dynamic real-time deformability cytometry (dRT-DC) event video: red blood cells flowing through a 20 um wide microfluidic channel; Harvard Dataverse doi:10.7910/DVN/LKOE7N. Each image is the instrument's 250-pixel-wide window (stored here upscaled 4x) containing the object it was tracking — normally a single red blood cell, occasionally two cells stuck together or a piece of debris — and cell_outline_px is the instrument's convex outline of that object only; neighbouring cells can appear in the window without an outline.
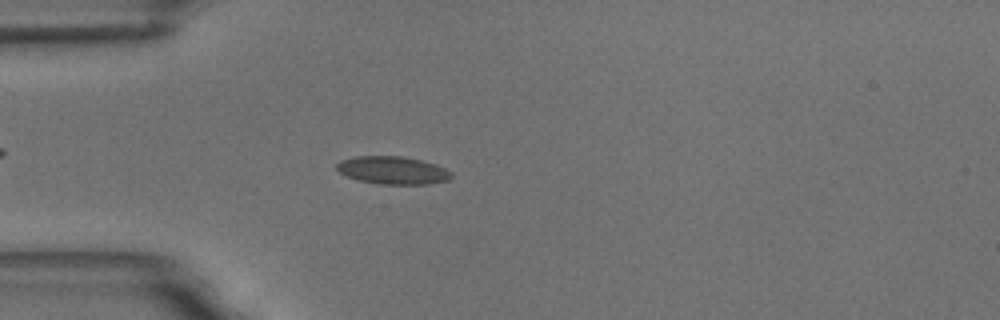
{"species": "common noctule bat (a hibernating species)", "species_latin": "Nyctalus noctula", "temperature_condition": "room temperature", "stored_images_in_passage": 57, "camera_frame_rate_fps": 3000, "um_per_image_px": 0.085, "animal": {"sex": "male", "body_mass_g": 18.8}, "frame": {"image": 1, "passage_image": 16, "time_ms": 5.0, "image_size_px": [1000, 320], "cell_outline_px": [[452, 176], [448, 180], [428, 184], [380, 184], [356, 180], [344, 176], [336, 168], [336, 164], [340, 160], [356, 156], [400, 156], [420, 160], [444, 168], [452, 172]], "centroid_in_image_um": [33.33, 14.48], "position_along_channel_um": 51.7, "area_um2": 18.55}}
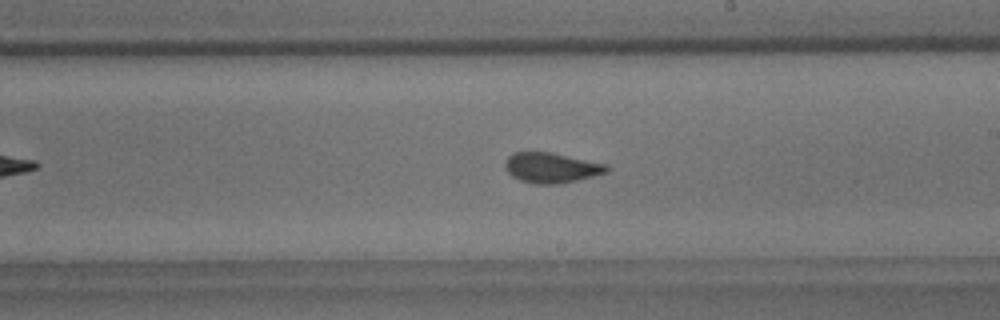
{"frame": {"image": 2, "passage_image": 33, "time_ms": 10.667, "image_size_px": [1000, 320], "cell_outline_px": [[608, 172], [560, 184], [532, 184], [520, 180], [512, 176], [504, 168], [504, 160], [512, 152], [552, 152], [608, 164]], "centroid_in_image_um": [46.83, 14.25], "position_along_channel_um": 242.2, "area_um2": 18.09}}
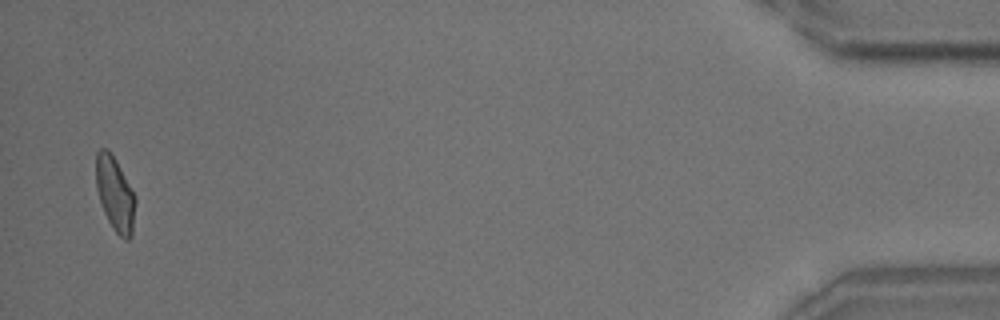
{"frame": {"image": 3, "passage_image": 56, "time_ms": 18.333, "image_size_px": [1000, 320], "cell_outline_px": [[136, 204], [132, 236], [128, 240], [124, 240], [112, 228], [104, 212], [96, 188], [96, 152], [100, 148], [108, 148], [116, 160], [136, 196]], "centroid_in_image_um": [9.79, 16.49], "position_along_channel_um": 425.4, "area_um2": 17.22}, "authors_computed_cell_mechanics": {"area_um2": 17.8602, "velocity_mm_per_s": 3.5142, "shape_relaxation_time_tau1_ms": 6.6857, "shape_relaxation_time_tau2_ms": 1.1881, "deformation_change_tau1": 0.1286, "deformation_change_tau2": 0.0662}}